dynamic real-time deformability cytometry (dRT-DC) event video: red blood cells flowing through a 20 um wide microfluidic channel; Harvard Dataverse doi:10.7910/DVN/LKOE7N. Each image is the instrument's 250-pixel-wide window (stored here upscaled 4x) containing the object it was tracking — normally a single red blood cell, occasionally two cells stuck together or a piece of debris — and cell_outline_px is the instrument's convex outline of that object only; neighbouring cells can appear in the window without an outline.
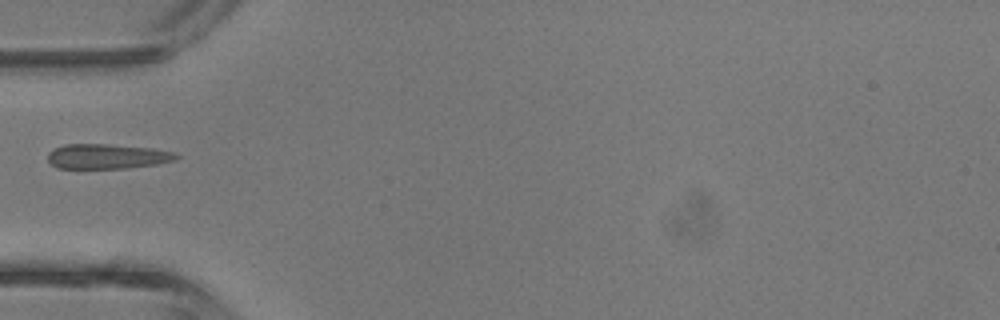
{"species": "common noctule bat (a hibernating species)", "species_latin": "Nyctalus noctula", "temperature_condition": "room temperature", "stored_images_in_passage": 6, "camera_frame_rate_fps": 3000, "um_per_image_px": 0.085, "animal": {"sex": "male", "body_mass_g": 13.3}, "frame": {"image": 1, "passage_image": 1, "time_ms": 0.0, "image_size_px": [1000, 320], "cell_outline_px": [[180, 156], [176, 160], [156, 164], [128, 168], [56, 168], [48, 160], [48, 152], [52, 148], [64, 144], [108, 144], [152, 148], [176, 152]], "centroid_in_image_um": [9.11, 13.28], "position_along_channel_um": 75.9, "area_um2": 18.79}}
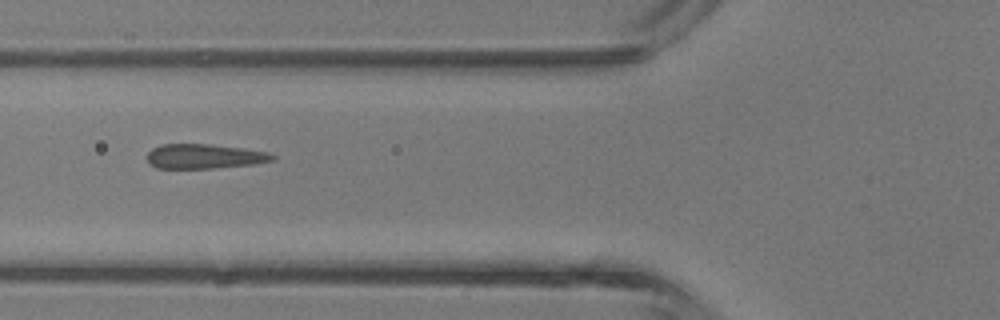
{"frame": {"image": 2, "passage_image": 3, "time_ms": 0.667, "image_size_px": [1000, 320], "cell_outline_px": [[276, 160], [256, 164], [212, 168], [156, 168], [148, 164], [148, 152], [152, 148], [160, 144], [208, 144], [244, 148], [268, 152], [276, 156]], "centroid_in_image_um": [17.39, 13.29], "position_along_channel_um": 108.4, "area_um2": 18.15}}
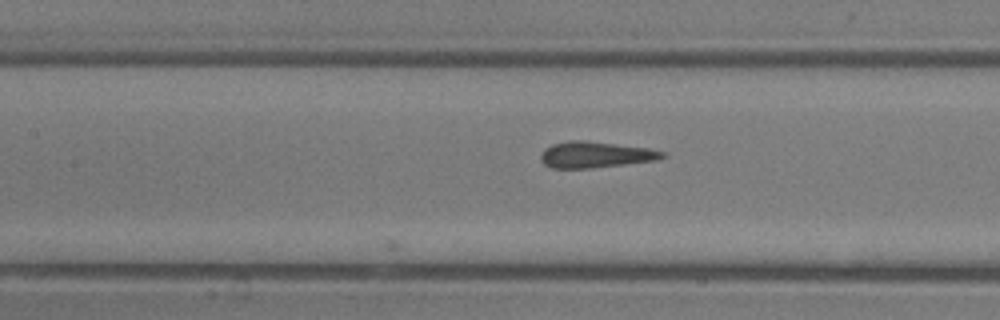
{"frame": {"image": 3, "passage_image": 6, "time_ms": 1.667, "image_size_px": [1000, 320], "cell_outline_px": [[668, 156], [656, 160], [592, 168], [552, 168], [544, 164], [540, 160], [540, 156], [544, 148], [552, 144], [572, 140], [584, 140], [648, 148], [668, 152]], "centroid_in_image_um": [50.62, 13.14], "position_along_channel_um": 156.8, "area_um2": 18.61}}